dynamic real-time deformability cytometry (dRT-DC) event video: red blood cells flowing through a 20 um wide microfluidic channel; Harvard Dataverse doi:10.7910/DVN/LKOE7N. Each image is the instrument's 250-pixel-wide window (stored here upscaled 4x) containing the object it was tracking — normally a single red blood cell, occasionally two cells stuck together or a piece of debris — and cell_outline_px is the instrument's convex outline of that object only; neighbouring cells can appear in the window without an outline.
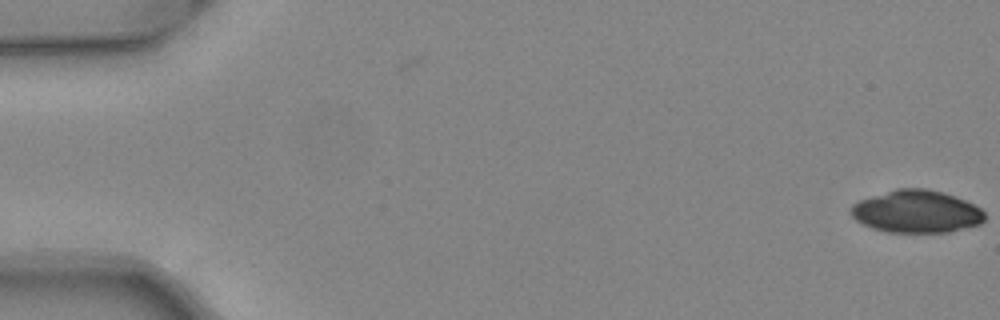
{"species": "common noctule bat (a hibernating species)", "species_latin": "Nyctalus noctula", "temperature_condition": "warm", "stored_images_in_passage": 4, "camera_frame_rate_fps": 3000, "um_per_image_px": 0.085, "animal": {"sex": "female", "body_mass_g": 24.6, "forearm_length_mm": 56.2}, "frame": {"image": 1, "passage_image": 4, "time_ms": 1.0, "image_size_px": [1000, 320], "cell_outline_px": [[984, 220], [980, 224], [948, 232], [888, 232], [872, 228], [856, 220], [852, 216], [852, 204], [860, 200], [896, 188], [924, 188], [940, 192], [964, 200], [980, 208], [984, 212]], "centroid_in_image_um": [77.89, 17.99], "position_along_channel_um": 7.1, "area_um2": 32.71}}